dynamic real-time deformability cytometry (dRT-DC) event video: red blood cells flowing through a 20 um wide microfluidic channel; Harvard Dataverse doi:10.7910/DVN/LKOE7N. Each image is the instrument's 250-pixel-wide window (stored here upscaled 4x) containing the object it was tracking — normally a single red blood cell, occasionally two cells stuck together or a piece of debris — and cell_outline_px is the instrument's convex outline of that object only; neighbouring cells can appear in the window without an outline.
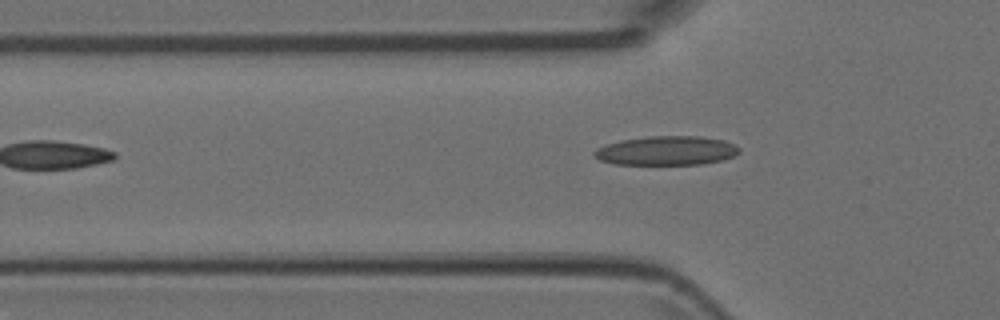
{"species": "Egyptian fruit bat (a non-hibernating species)", "species_latin": "Rousettus aegyptiacus", "temperature_condition": "room temperature", "stored_images_in_passage": 5, "camera_frame_rate_fps": 3000, "um_per_image_px": 0.085, "animal": {"sex": "female"}, "frame": {"image": 1, "passage_image": 4, "time_ms": 1.0, "image_size_px": [1000, 320], "cell_outline_px": [[740, 152], [736, 156], [724, 160], [700, 164], [616, 164], [600, 160], [592, 156], [592, 152], [596, 148], [620, 140], [648, 136], [700, 136], [724, 140], [740, 148]], "centroid_in_image_um": [56.66, 12.8], "position_along_channel_um": 69.1, "area_um2": 24.74}}
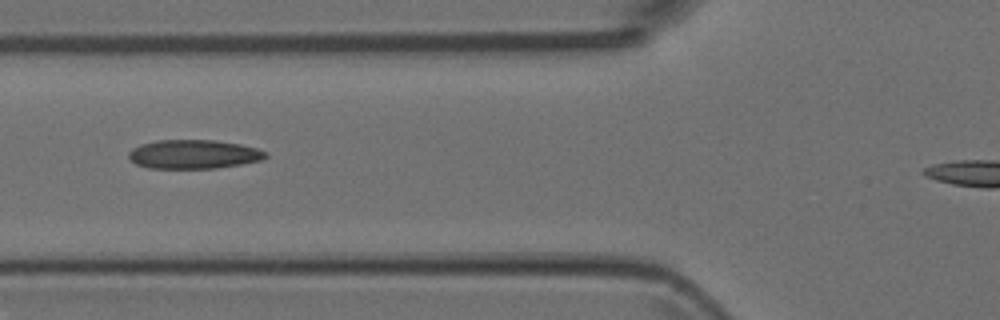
{"frame": {"image": 2, "passage_image": 5, "time_ms": 1.333, "image_size_px": [1000, 320], "cell_outline_px": [[268, 156], [260, 160], [240, 164], [216, 168], [148, 168], [136, 164], [128, 156], [128, 152], [132, 148], [140, 144], [156, 140], [216, 140], [240, 144], [256, 148], [268, 152]], "centroid_in_image_um": [16.45, 13.1], "position_along_channel_um": 109.4, "area_um2": 23.12}}